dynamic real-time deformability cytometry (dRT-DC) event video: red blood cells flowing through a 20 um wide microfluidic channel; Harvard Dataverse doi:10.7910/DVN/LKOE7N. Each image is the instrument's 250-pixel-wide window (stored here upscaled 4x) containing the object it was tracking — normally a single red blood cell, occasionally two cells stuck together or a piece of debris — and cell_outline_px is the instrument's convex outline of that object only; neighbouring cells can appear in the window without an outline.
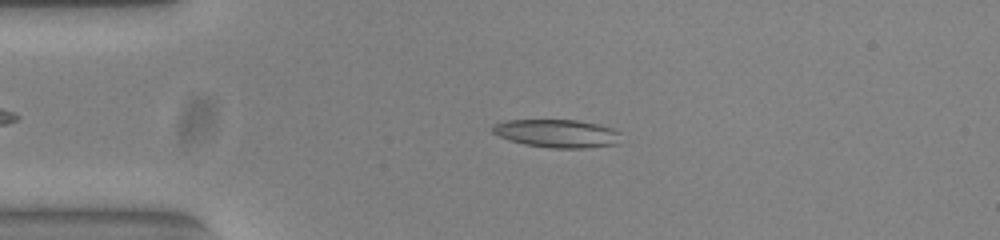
{"species": "common noctule bat (a hibernating species)", "species_latin": "Nyctalus noctula", "temperature_condition": "warm", "stored_images_in_passage": 43, "camera_frame_rate_fps": 3000, "um_per_image_px": 0.085, "animal": {"sex": "female", "body_mass_g": 23.0, "forearm_length_mm": 53.4}, "frame": {"image": 1, "passage_image": 1, "time_ms": 0.0, "image_size_px": [1000, 240], "cell_outline_px": [[620, 132], [616, 144], [584, 148], [552, 148], [524, 144], [508, 140], [492, 132], [492, 124], [504, 120], [576, 120], [596, 124], [612, 128]], "centroid_in_image_um": [47.29, 11.34], "position_along_channel_um": 37.7, "area_um2": 20.92}}
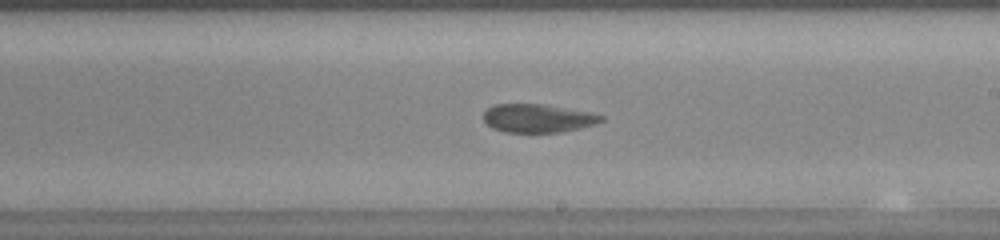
{"frame": {"image": 2, "passage_image": 20, "time_ms": 6.333, "image_size_px": [1000, 240], "cell_outline_px": [[604, 120], [596, 124], [580, 128], [560, 132], [504, 132], [492, 128], [484, 120], [484, 112], [488, 108], [496, 104], [540, 104], [588, 112], [604, 116]], "centroid_in_image_um": [45.71, 10.06], "position_along_channel_um": 243.3, "area_um2": 19.25}}
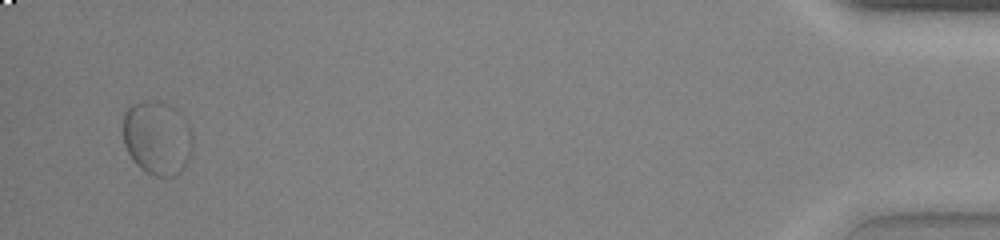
{"frame": {"image": 3, "passage_image": 41, "time_ms": 13.333, "image_size_px": [1000, 240], "cell_outline_px": [[192, 144], [188, 160], [184, 168], [180, 172], [172, 176], [156, 176], [140, 168], [132, 160], [124, 144], [124, 112], [132, 104], [168, 104], [188, 124], [192, 132]], "centroid_in_image_um": [13.36, 11.79], "position_along_channel_um": 421.8, "area_um2": 29.13}, "authors_computed_cell_mechanics": {"area_um2": 20.23, "velocity_mm_per_s": 3.7733, "shape_relaxation_time_tau1_ms": 7.1434, "shape_relaxation_time_tau2_ms": 2.6608, "deformation_change_tau1": 0.1657, "deformation_change_tau2": 0.0757}}